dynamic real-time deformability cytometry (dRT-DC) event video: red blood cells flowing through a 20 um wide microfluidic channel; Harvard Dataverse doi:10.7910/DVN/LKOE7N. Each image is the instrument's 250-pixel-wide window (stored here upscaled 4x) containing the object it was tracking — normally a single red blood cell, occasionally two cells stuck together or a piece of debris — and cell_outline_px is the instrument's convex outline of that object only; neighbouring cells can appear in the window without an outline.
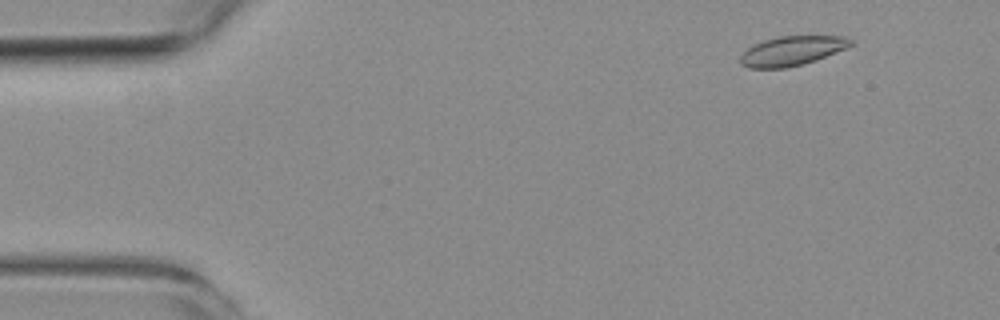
{"species": "common noctule bat (a hibernating species)", "species_latin": "Nyctalus noctula", "temperature_condition": "room temperature", "stored_images_in_passage": 7, "segment_of_instrument_passage": [1, 2], "camera_frame_rate_fps": 3000, "um_per_image_px": 0.085, "animal": {"sex": "female", "body_mass_g": 19.3, "forearm_length_mm": 54.1}, "frame": {"image": 1, "passage_image": 2, "time_ms": 1.0, "image_size_px": [1000, 320], "cell_outline_px": [[856, 44], [816, 60], [804, 64], [784, 68], [748, 68], [740, 64], [740, 56], [752, 44], [776, 36], [844, 36], [856, 40]], "centroid_in_image_um": [67.34, 4.31], "position_along_channel_um": 17.7, "area_um2": 19.19}}
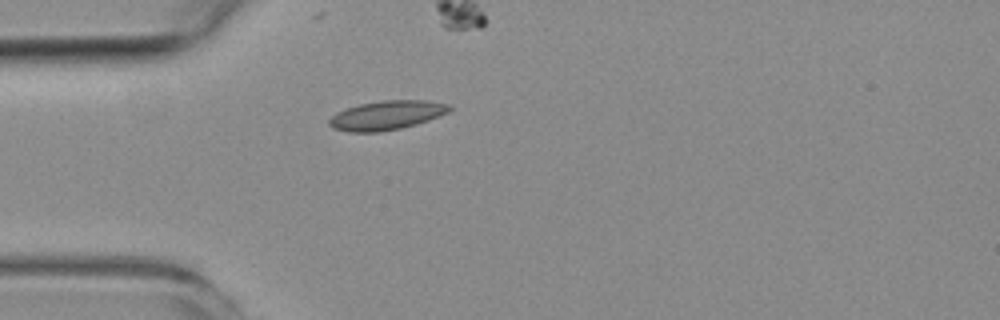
{"frame": {"image": 2, "passage_image": 5, "time_ms": 4.333, "image_size_px": [1000, 320], "cell_outline_px": [[452, 108], [448, 112], [428, 120], [416, 124], [400, 128], [376, 132], [348, 132], [332, 128], [328, 124], [328, 120], [336, 112], [360, 104], [380, 100], [428, 100], [448, 104]], "centroid_in_image_um": [32.84, 9.79], "position_along_channel_um": 52.2, "area_um2": 20.35}}